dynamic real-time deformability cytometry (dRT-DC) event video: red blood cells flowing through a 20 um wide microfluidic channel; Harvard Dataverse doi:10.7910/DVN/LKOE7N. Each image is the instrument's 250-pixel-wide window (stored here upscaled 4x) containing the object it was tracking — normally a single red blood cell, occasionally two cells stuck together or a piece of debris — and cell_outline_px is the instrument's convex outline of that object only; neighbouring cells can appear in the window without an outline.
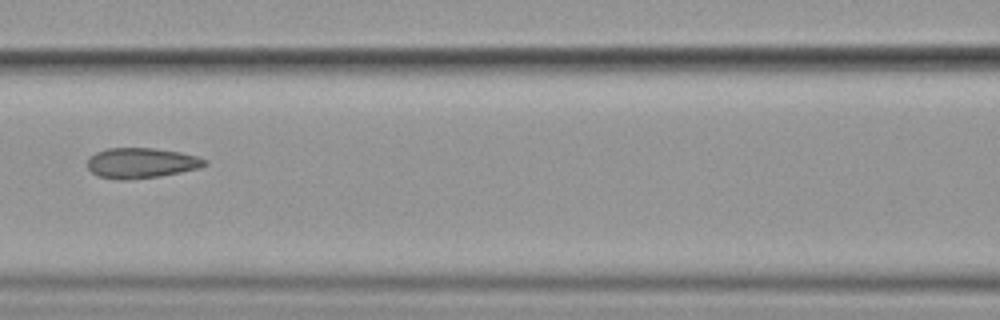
{"species": "common noctule bat (a hibernating species)", "species_latin": "Nyctalus noctula", "temperature_condition": "cold", "stored_images_in_passage": 14, "camera_frame_rate_fps": 3000, "um_per_image_px": 0.085, "animal": {"sex": "female", "body_mass_g": 19.9}, "frame": {"image": 1, "passage_image": 4, "time_ms": 4.333, "image_size_px": [1000, 320], "cell_outline_px": [[208, 164], [200, 168], [160, 176], [124, 180], [120, 180], [96, 176], [88, 168], [88, 156], [96, 152], [108, 148], [152, 148], [180, 152], [196, 156], [208, 160]], "centroid_in_image_um": [12.0, 13.85], "position_along_channel_um": 154.6, "area_um2": 20.81}}
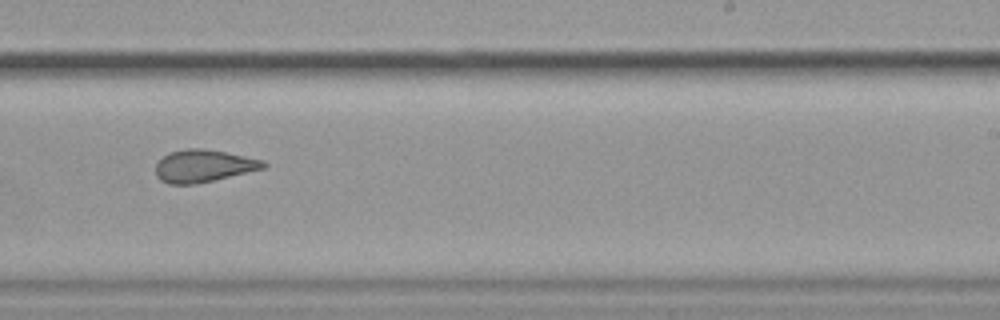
{"frame": {"image": 2, "passage_image": 7, "time_ms": 7.667, "image_size_px": [1000, 320], "cell_outline_px": [[268, 164], [264, 168], [196, 184], [168, 184], [160, 180], [156, 176], [156, 164], [168, 152], [184, 148], [204, 148], [264, 160]], "centroid_in_image_um": [17.27, 14.1], "position_along_channel_um": 271.7, "area_um2": 20.29}}
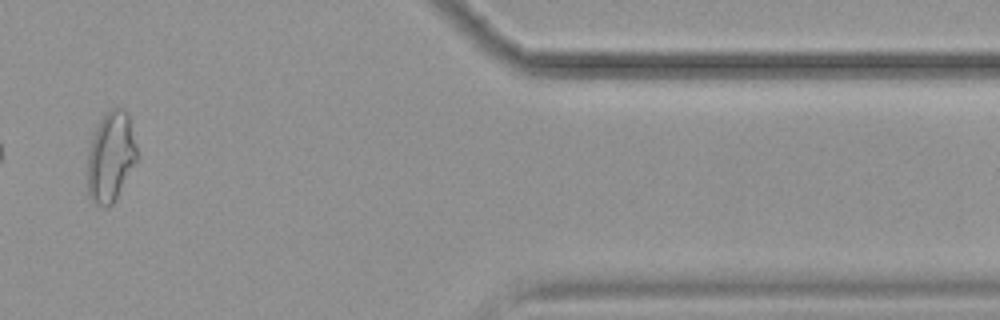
{"frame": {"image": 3, "passage_image": 11, "time_ms": 12.333, "image_size_px": [1000, 320], "cell_outline_px": [[136, 160], [116, 200], [108, 208], [104, 208], [96, 204], [88, 196], [88, 148], [92, 136], [100, 120], [112, 108], [124, 108], [128, 112], [136, 144]], "centroid_in_image_um": [9.4, 13.35], "position_along_channel_um": 402.0, "area_um2": 25.95}}